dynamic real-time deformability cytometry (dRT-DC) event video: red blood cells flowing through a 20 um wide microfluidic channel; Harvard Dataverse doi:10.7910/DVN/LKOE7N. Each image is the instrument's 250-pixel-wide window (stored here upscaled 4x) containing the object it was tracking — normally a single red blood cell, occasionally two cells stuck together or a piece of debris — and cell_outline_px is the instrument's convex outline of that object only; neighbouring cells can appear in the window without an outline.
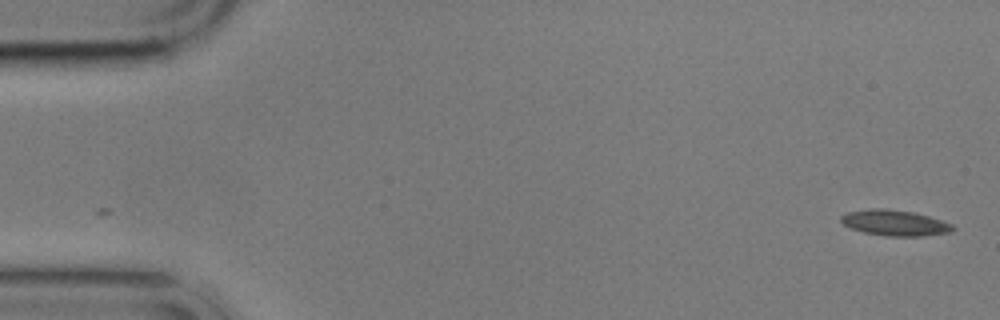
{"species": "common noctule bat (a hibernating species)", "species_latin": "Nyctalus noctula", "temperature_condition": "cold", "stored_images_in_passage": 2, "camera_frame_rate_fps": 3000, "um_per_image_px": 0.085, "animal": {"sex": "male", "body_mass_g": 17.9}, "frame": {"image": 1, "passage_image": 2, "time_ms": 1.333, "image_size_px": [1000, 320], "cell_outline_px": [[956, 228], [952, 232], [924, 236], [888, 236], [864, 232], [852, 228], [844, 224], [840, 220], [840, 216], [848, 212], [872, 208], [888, 208], [912, 212], [928, 216], [952, 224]], "centroid_in_image_um": [76.08, 18.94], "position_along_channel_um": 8.9, "area_um2": 16.7}}